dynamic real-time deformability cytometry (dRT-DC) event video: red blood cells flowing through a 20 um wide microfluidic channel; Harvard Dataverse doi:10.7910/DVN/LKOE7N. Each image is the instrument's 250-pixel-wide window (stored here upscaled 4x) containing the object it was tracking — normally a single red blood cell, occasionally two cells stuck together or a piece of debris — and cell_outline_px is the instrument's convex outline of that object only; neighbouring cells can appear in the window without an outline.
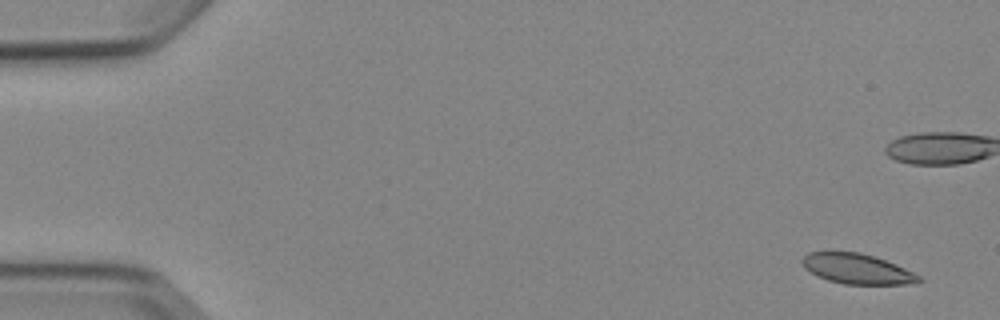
{"species": "Egyptian fruit bat (a non-hibernating species)", "species_latin": "Rousettus aegyptiacus", "temperature_condition": "cold", "stored_images_in_passage": 9, "camera_frame_rate_fps": 3000, "um_per_image_px": 0.085, "animal": {"sex": "female"}, "frame": {"image": 1, "passage_image": 1, "time_ms": 0.0, "image_size_px": [1000, 320], "cell_outline_px": [[924, 280], [916, 284], [844, 284], [828, 280], [816, 276], [804, 268], [800, 260], [808, 252], [860, 252], [896, 264], [920, 276]], "centroid_in_image_um": [72.84, 22.86], "position_along_channel_um": 12.2, "area_um2": 20.52}}
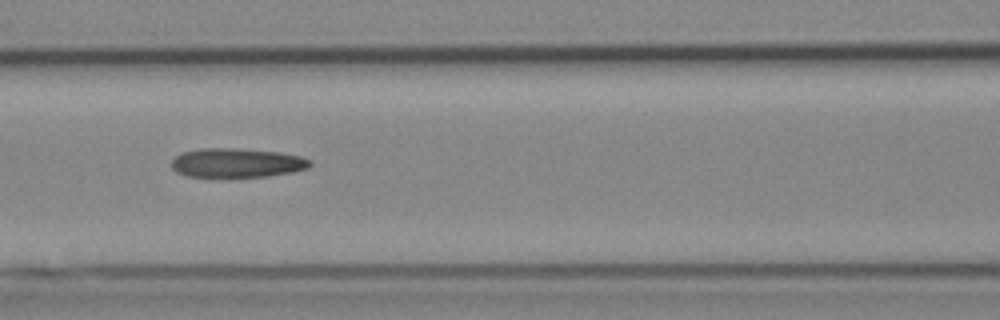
{"frame": {"image": 2, "passage_image": 7, "time_ms": 8.0, "image_size_px": [1000, 320], "cell_outline_px": [[312, 164], [308, 168], [292, 172], [268, 176], [188, 176], [176, 172], [168, 164], [180, 152], [200, 148], [232, 148], [280, 152], [300, 156], [312, 160]], "centroid_in_image_um": [20.11, 13.83], "position_along_channel_um": 146.5, "area_um2": 23.58}}
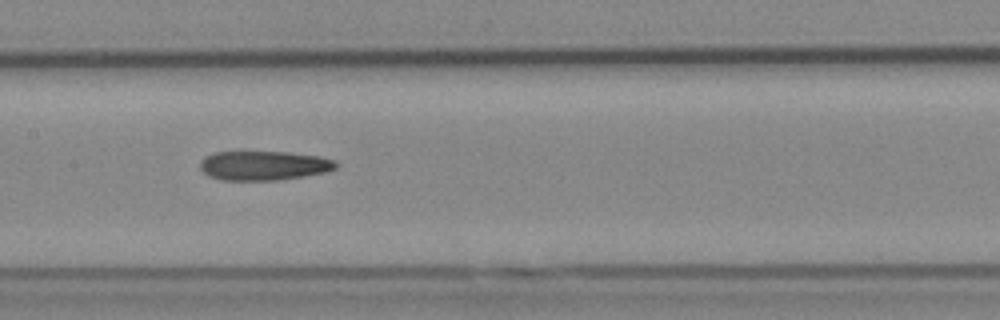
{"frame": {"image": 3, "passage_image": 8, "time_ms": 9.0, "image_size_px": [1000, 320], "cell_outline_px": [[336, 168], [328, 172], [304, 176], [276, 180], [220, 180], [208, 176], [200, 168], [200, 160], [204, 156], [216, 152], [288, 152], [320, 156], [336, 160]], "centroid_in_image_um": [22.42, 14.07], "position_along_channel_um": 185.0, "area_um2": 23.35}}